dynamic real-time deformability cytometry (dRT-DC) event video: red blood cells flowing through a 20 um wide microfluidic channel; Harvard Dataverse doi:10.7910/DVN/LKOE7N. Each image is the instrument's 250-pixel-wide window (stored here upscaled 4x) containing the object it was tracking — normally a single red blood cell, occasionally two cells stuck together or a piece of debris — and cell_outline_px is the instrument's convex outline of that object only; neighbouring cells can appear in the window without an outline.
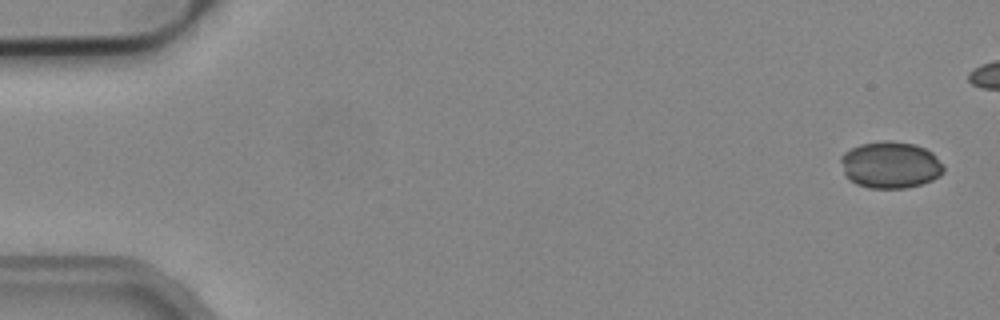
{"species": "common noctule bat (a hibernating species)", "species_latin": "Nyctalus noctula", "temperature_condition": "cold", "stored_images_in_passage": 10, "camera_frame_rate_fps": 3000, "um_per_image_px": 0.085, "animal": {"sex": "male", "body_mass_g": 19.2, "forearm_length_mm": 51.8}, "frame": {"image": 1, "passage_image": 1, "time_ms": 0.0, "image_size_px": [1000, 320], "cell_outline_px": [[944, 172], [940, 176], [932, 180], [920, 184], [904, 188], [868, 188], [856, 184], [848, 180], [844, 172], [840, 160], [840, 156], [844, 152], [860, 144], [884, 140], [888, 140], [912, 144], [924, 148], [932, 152], [944, 164]], "centroid_in_image_um": [75.68, 14.02], "position_along_channel_um": 9.3, "area_um2": 28.15}}
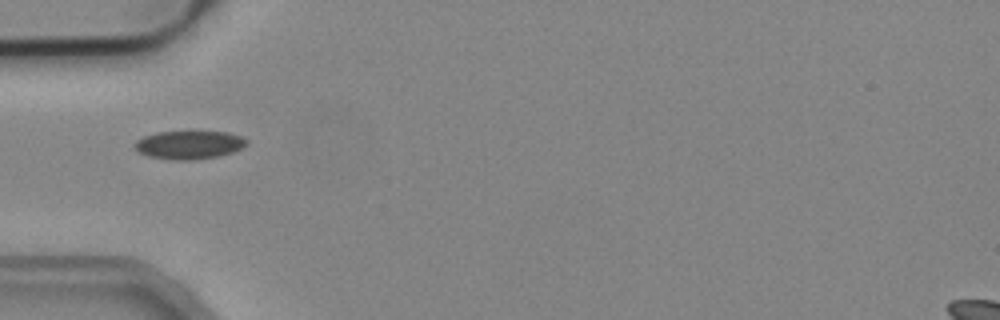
{"frame": {"image": 2, "passage_image": 6, "time_ms": 1.667, "image_size_px": [1000, 320], "cell_outline_px": [[248, 144], [232, 152], [220, 156], [192, 160], [172, 160], [148, 156], [136, 152], [132, 144], [136, 140], [144, 136], [156, 132], [228, 132], [240, 136], [248, 140]], "centroid_in_image_um": [16.03, 12.32], "position_along_channel_um": 69.0, "area_um2": 18.61}}
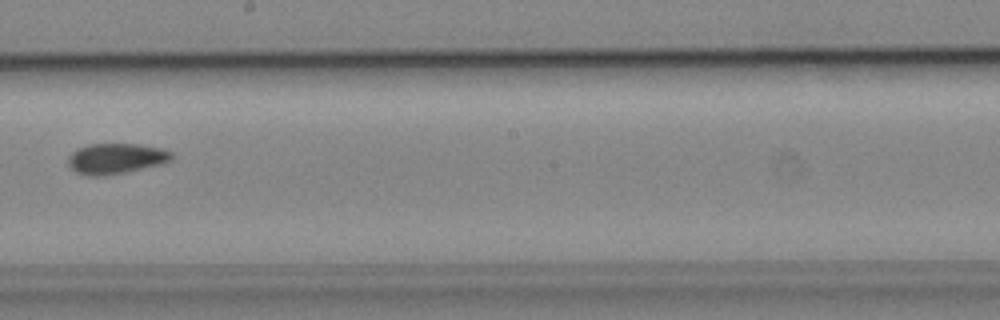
{"frame": {"image": 3, "passage_image": 10, "time_ms": 3.0, "image_size_px": [1000, 320], "cell_outline_px": [[172, 160], [160, 164], [124, 172], [104, 176], [88, 176], [76, 172], [68, 164], [68, 156], [76, 148], [88, 144], [136, 144], [160, 148], [172, 152]], "centroid_in_image_um": [9.81, 13.47], "position_along_channel_um": 238.4, "area_um2": 18.32}}